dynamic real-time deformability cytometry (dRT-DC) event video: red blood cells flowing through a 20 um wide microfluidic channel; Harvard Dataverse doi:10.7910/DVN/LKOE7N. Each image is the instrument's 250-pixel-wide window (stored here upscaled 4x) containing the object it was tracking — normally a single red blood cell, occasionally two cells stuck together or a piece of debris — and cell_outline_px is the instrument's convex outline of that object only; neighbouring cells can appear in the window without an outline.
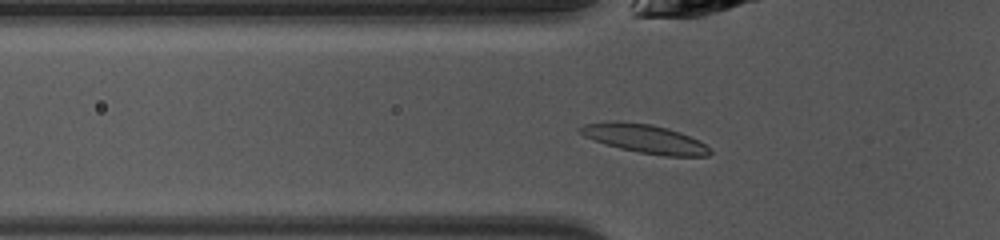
{"species": "common noctule bat (a hibernating species)", "species_latin": "Nyctalus noctula", "temperature_condition": "warm", "stored_images_in_passage": 38, "camera_frame_rate_fps": 3000, "um_per_image_px": 0.085, "animal": {"sex": "female", "body_mass_g": 10.0, "forearm_length_mm": 53.1}, "frame": {"image": 1, "passage_image": 6, "time_ms": 1.667, "image_size_px": [1000, 240], "cell_outline_px": [[712, 152], [708, 156], [664, 156], [640, 152], [620, 148], [584, 136], [580, 132], [580, 128], [584, 124], [616, 120], [652, 124], [668, 128], [680, 132], [712, 148]], "centroid_in_image_um": [54.84, 11.78], "position_along_channel_um": 71.0, "area_um2": 21.44}}
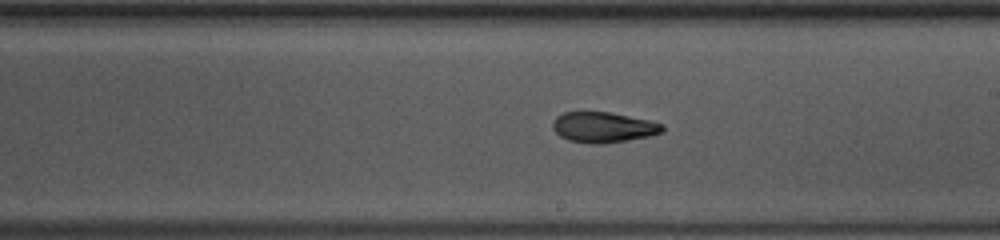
{"frame": {"image": 2, "passage_image": 18, "time_ms": 5.667, "image_size_px": [1000, 240], "cell_outline_px": [[664, 132], [648, 136], [628, 140], [604, 144], [592, 144], [568, 140], [560, 136], [552, 128], [552, 124], [556, 116], [564, 112], [608, 112], [648, 120], [664, 124]], "centroid_in_image_um": [51.27, 10.82], "position_along_channel_um": 237.7, "area_um2": 19.48}}
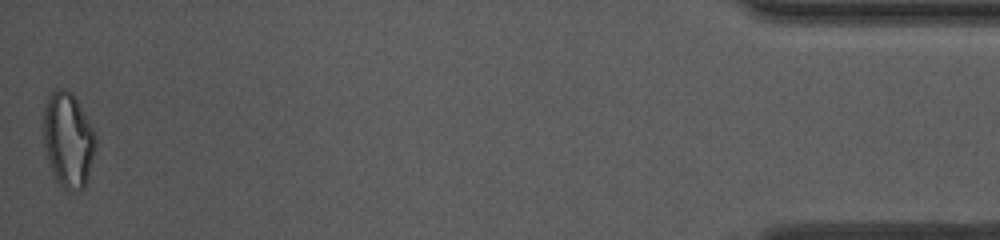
{"frame": {"image": 3, "passage_image": 38, "time_ms": 12.333, "image_size_px": [1000, 240], "cell_outline_px": [[96, 148], [88, 176], [84, 188], [64, 188], [56, 180], [52, 172], [48, 160], [44, 144], [44, 108], [48, 96], [56, 88], [64, 88], [72, 92], [92, 128], [96, 136]], "centroid_in_image_um": [5.79, 11.85], "position_along_channel_um": 429.4, "area_um2": 28.44}, "authors_computed_cell_mechanics": {"area_um2": 19.8832, "velocity_mm_per_s": 4.134, "shape_relaxation_time_tau1_ms": null, "shape_relaxation_time_tau2_ms": 2.093, "deformation_change_tau1": null, "deformation_change_tau2": 0.0949}}